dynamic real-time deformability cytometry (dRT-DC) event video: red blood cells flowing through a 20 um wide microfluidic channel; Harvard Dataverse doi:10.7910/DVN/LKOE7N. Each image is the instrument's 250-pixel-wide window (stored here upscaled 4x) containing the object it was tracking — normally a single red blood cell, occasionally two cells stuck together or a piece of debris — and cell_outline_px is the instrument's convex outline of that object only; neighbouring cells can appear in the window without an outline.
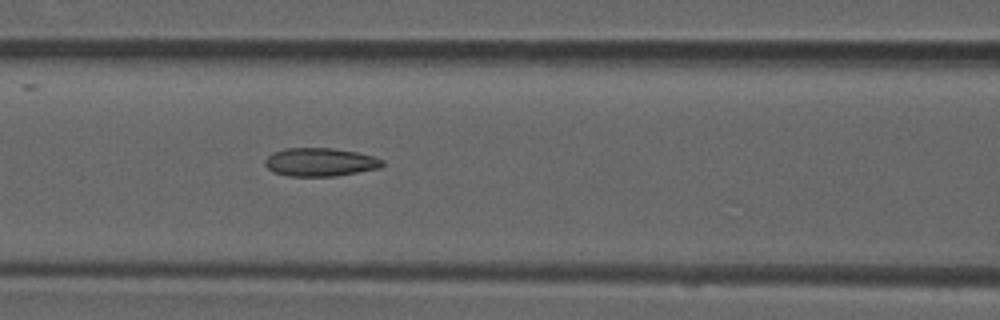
{"species": "common noctule bat (a hibernating species)", "species_latin": "Nyctalus noctula", "temperature_condition": "room temperature", "stored_images_in_passage": 30, "camera_frame_rate_fps": 3000, "um_per_image_px": 0.085, "animal": {"sex": "male", "forearm_length_mm": 52.5}, "frame": {"image": 1, "passage_image": 21, "time_ms": 6.667, "image_size_px": [1000, 320], "cell_outline_px": [[384, 164], [380, 168], [336, 176], [288, 176], [272, 172], [264, 164], [264, 160], [272, 152], [284, 148], [332, 148], [356, 152], [372, 156], [384, 160]], "centroid_in_image_um": [27.18, 13.78], "position_along_channel_um": 139.4, "area_um2": 19.48}}
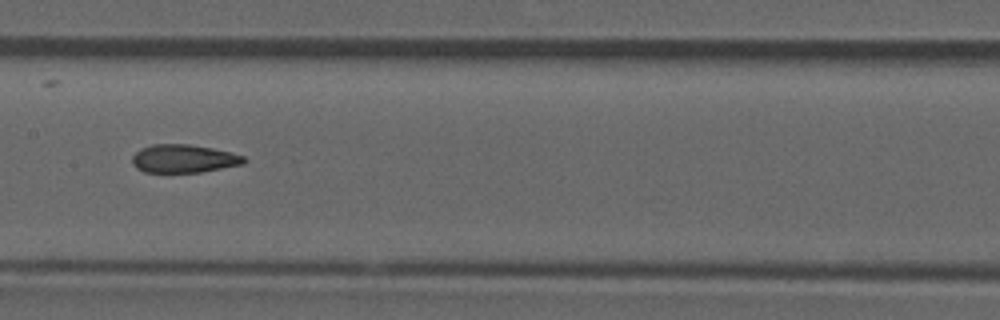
{"frame": {"image": 2, "passage_image": 25, "time_ms": 8.0, "image_size_px": [1000, 320], "cell_outline_px": [[248, 160], [244, 164], [200, 172], [144, 172], [136, 168], [132, 164], [132, 156], [140, 148], [152, 144], [188, 144], [212, 148], [232, 152], [244, 156]], "centroid_in_image_um": [15.62, 13.48], "position_along_channel_um": 191.8, "area_um2": 18.5}}